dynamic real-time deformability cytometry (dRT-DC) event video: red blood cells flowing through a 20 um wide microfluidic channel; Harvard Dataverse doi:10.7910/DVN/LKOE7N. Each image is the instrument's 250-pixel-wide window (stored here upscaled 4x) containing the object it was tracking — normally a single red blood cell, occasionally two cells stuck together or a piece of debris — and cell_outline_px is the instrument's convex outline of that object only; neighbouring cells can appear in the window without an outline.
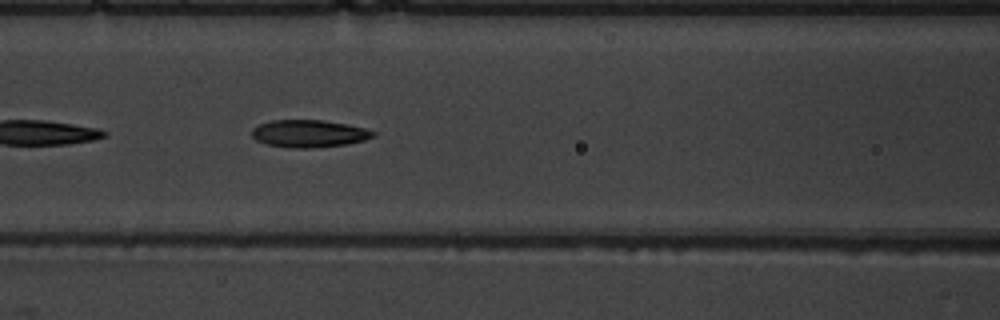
{"species": "common noctule bat (a hibernating species)", "species_latin": "Nyctalus noctula", "temperature_condition": "warm", "stored_images_in_passage": 23, "camera_frame_rate_fps": 3000, "um_per_image_px": 0.085, "animal": {"sex": "male", "body_mass_g": 19.5, "forearm_length_mm": 54.6}, "frame": {"image": 1, "passage_image": 10, "time_ms": 3.0, "image_size_px": [1000, 320], "cell_outline_px": [[376, 136], [364, 140], [348, 144], [312, 148], [292, 148], [268, 144], [256, 140], [252, 136], [252, 128], [260, 124], [272, 120], [324, 120], [348, 124], [364, 128], [376, 132]], "centroid_in_image_um": [26.29, 11.35], "position_along_channel_um": 140.3, "area_um2": 19.42}}
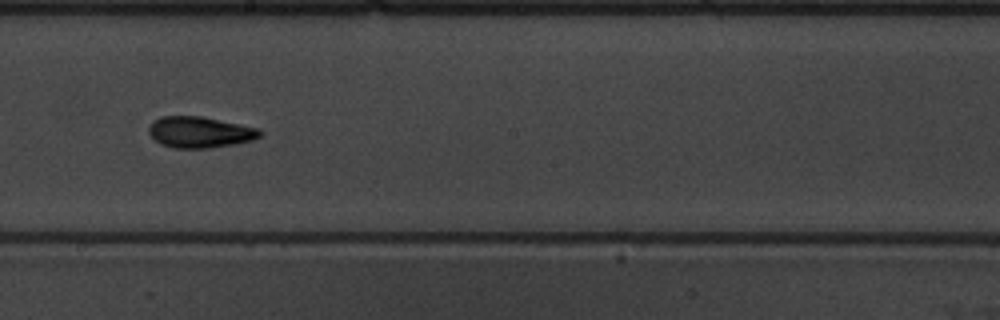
{"frame": {"image": 2, "passage_image": 17, "time_ms": 5.333, "image_size_px": [1000, 320], "cell_outline_px": [[264, 132], [260, 136], [252, 140], [232, 144], [208, 148], [172, 148], [160, 144], [148, 132], [148, 128], [152, 120], [160, 116], [200, 116], [260, 128]], "centroid_in_image_um": [16.97, 11.23], "position_along_channel_um": 231.2, "area_um2": 20.23}}
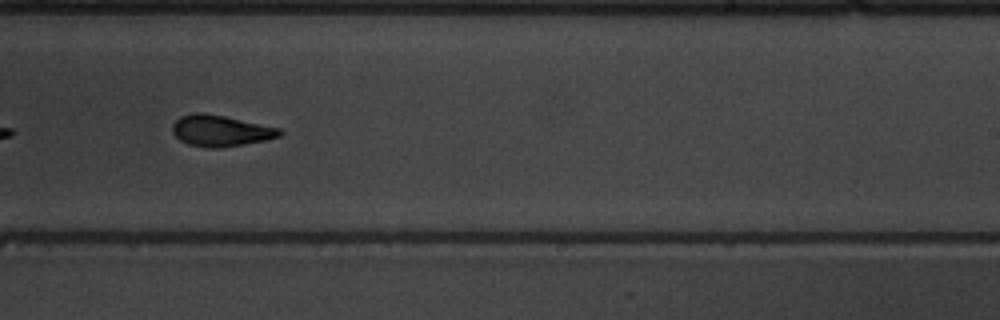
{"frame": {"image": 3, "passage_image": 20, "time_ms": 6.333, "image_size_px": [1000, 320], "cell_outline_px": [[284, 132], [280, 136], [268, 140], [216, 148], [204, 148], [188, 144], [180, 140], [172, 132], [172, 124], [180, 116], [196, 112], [200, 112], [224, 116], [280, 128]], "centroid_in_image_um": [18.74, 11.12], "position_along_channel_um": 270.3, "area_um2": 19.48}}